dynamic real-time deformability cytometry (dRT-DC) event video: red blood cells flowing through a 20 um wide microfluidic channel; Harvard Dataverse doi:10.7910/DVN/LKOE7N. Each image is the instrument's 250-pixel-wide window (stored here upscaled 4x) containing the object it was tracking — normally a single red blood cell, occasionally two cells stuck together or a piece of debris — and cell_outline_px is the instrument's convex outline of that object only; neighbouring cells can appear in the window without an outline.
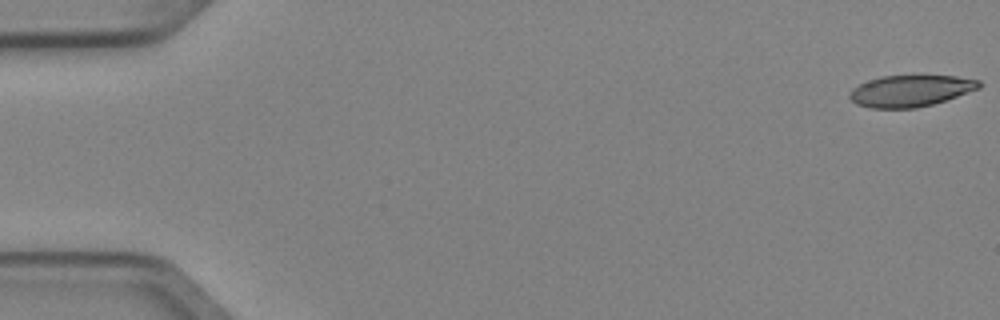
{"species": "Egyptian fruit bat (a non-hibernating species)", "species_latin": "Rousettus aegyptiacus", "temperature_condition": "cold", "stored_images_in_passage": 4, "camera_frame_rate_fps": 3000, "um_per_image_px": 0.085, "animal": {"sex": "female"}, "frame": {"image": 1, "passage_image": 1, "time_ms": 0.0, "image_size_px": [1000, 320], "cell_outline_px": [[984, 84], [980, 88], [932, 104], [916, 108], [872, 108], [856, 104], [848, 96], [852, 88], [868, 80], [880, 76], [956, 76], [980, 80]], "centroid_in_image_um": [77.39, 7.72], "position_along_channel_um": 7.6, "area_um2": 23.64}}
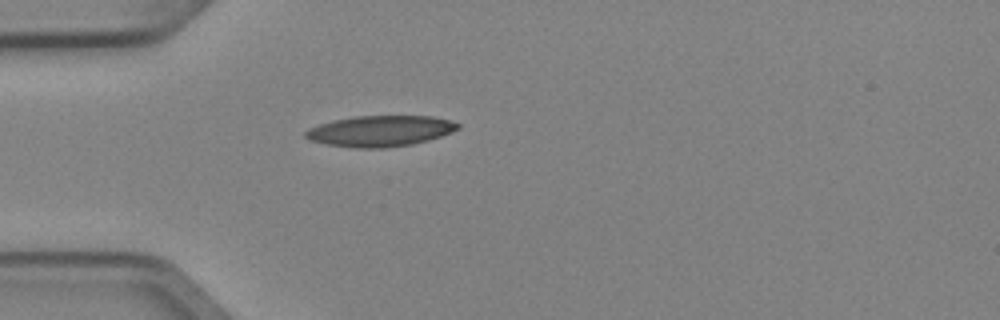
{"frame": {"image": 2, "passage_image": 4, "time_ms": 1.0, "image_size_px": [1000, 320], "cell_outline_px": [[460, 128], [452, 132], [428, 140], [412, 144], [384, 148], [352, 148], [328, 144], [308, 140], [304, 136], [304, 132], [308, 128], [332, 120], [352, 116], [432, 116], [448, 120], [460, 124]], "centroid_in_image_um": [32.28, 11.13], "position_along_channel_um": 52.7, "area_um2": 27.51}}